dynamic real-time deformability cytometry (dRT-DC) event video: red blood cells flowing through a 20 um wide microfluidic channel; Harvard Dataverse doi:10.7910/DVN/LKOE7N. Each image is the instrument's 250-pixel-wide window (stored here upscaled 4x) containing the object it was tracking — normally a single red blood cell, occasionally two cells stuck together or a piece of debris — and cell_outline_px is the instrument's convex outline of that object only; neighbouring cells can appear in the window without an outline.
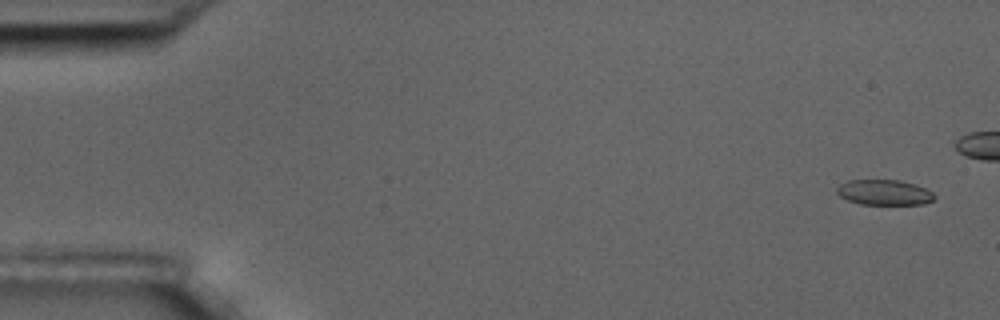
{"species": "common noctule bat (a hibernating species)", "species_latin": "Nyctalus noctula", "temperature_condition": "room temperature", "stored_images_in_passage": 6, "camera_frame_rate_fps": 3000, "um_per_image_px": 0.085, "animal": {"sex": "male", "body_mass_g": 17.5, "forearm_length_mm": 52.3}, "frame": {"image": 1, "passage_image": 1, "time_ms": 0.0, "image_size_px": [1000, 320], "cell_outline_px": [[936, 196], [932, 200], [924, 204], [860, 204], [848, 200], [840, 196], [836, 192], [836, 188], [840, 184], [848, 180], [900, 180], [916, 184], [932, 192]], "centroid_in_image_um": [75.15, 16.35], "position_along_channel_um": 9.8, "area_um2": 14.39}}